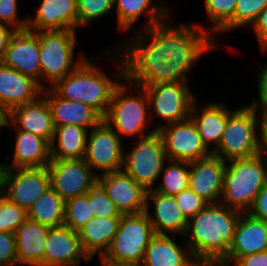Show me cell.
<instances>
[{
  "label": "cell",
  "mask_w": 267,
  "mask_h": 266,
  "mask_svg": "<svg viewBox=\"0 0 267 266\" xmlns=\"http://www.w3.org/2000/svg\"><path fill=\"white\" fill-rule=\"evenodd\" d=\"M169 18L150 28L134 29L126 40L115 44L127 81L138 86L189 82V73L203 56L221 50L195 21L178 26Z\"/></svg>",
  "instance_id": "1"
},
{
  "label": "cell",
  "mask_w": 267,
  "mask_h": 266,
  "mask_svg": "<svg viewBox=\"0 0 267 266\" xmlns=\"http://www.w3.org/2000/svg\"><path fill=\"white\" fill-rule=\"evenodd\" d=\"M105 50L101 55L86 58L50 87L59 97L89 105L102 117L108 110L115 88L125 78L124 62L118 50L115 47ZM103 57L116 68L114 78L98 65V61L105 60Z\"/></svg>",
  "instance_id": "2"
},
{
  "label": "cell",
  "mask_w": 267,
  "mask_h": 266,
  "mask_svg": "<svg viewBox=\"0 0 267 266\" xmlns=\"http://www.w3.org/2000/svg\"><path fill=\"white\" fill-rule=\"evenodd\" d=\"M241 213L214 203L187 221L182 238L200 266H220L227 259Z\"/></svg>",
  "instance_id": "3"
},
{
  "label": "cell",
  "mask_w": 267,
  "mask_h": 266,
  "mask_svg": "<svg viewBox=\"0 0 267 266\" xmlns=\"http://www.w3.org/2000/svg\"><path fill=\"white\" fill-rule=\"evenodd\" d=\"M103 120L122 140H134L156 132L151 122L149 99L145 88L125 78L115 88Z\"/></svg>",
  "instance_id": "4"
},
{
  "label": "cell",
  "mask_w": 267,
  "mask_h": 266,
  "mask_svg": "<svg viewBox=\"0 0 267 266\" xmlns=\"http://www.w3.org/2000/svg\"><path fill=\"white\" fill-rule=\"evenodd\" d=\"M267 184V157L261 154L226 162L220 203L246 213Z\"/></svg>",
  "instance_id": "5"
},
{
  "label": "cell",
  "mask_w": 267,
  "mask_h": 266,
  "mask_svg": "<svg viewBox=\"0 0 267 266\" xmlns=\"http://www.w3.org/2000/svg\"><path fill=\"white\" fill-rule=\"evenodd\" d=\"M77 32L72 29L36 31L40 43L41 86L44 89L53 86L88 58L85 52L75 57Z\"/></svg>",
  "instance_id": "6"
},
{
  "label": "cell",
  "mask_w": 267,
  "mask_h": 266,
  "mask_svg": "<svg viewBox=\"0 0 267 266\" xmlns=\"http://www.w3.org/2000/svg\"><path fill=\"white\" fill-rule=\"evenodd\" d=\"M154 235L146 212L122 215L110 249L100 263L141 266L146 248Z\"/></svg>",
  "instance_id": "7"
},
{
  "label": "cell",
  "mask_w": 267,
  "mask_h": 266,
  "mask_svg": "<svg viewBox=\"0 0 267 266\" xmlns=\"http://www.w3.org/2000/svg\"><path fill=\"white\" fill-rule=\"evenodd\" d=\"M241 105L229 114L220 143L212 152L226 162L259 154L255 109Z\"/></svg>",
  "instance_id": "8"
},
{
  "label": "cell",
  "mask_w": 267,
  "mask_h": 266,
  "mask_svg": "<svg viewBox=\"0 0 267 266\" xmlns=\"http://www.w3.org/2000/svg\"><path fill=\"white\" fill-rule=\"evenodd\" d=\"M134 140L132 148L124 149L122 170L147 191L154 190L168 160L162 138L156 131Z\"/></svg>",
  "instance_id": "9"
},
{
  "label": "cell",
  "mask_w": 267,
  "mask_h": 266,
  "mask_svg": "<svg viewBox=\"0 0 267 266\" xmlns=\"http://www.w3.org/2000/svg\"><path fill=\"white\" fill-rule=\"evenodd\" d=\"M189 86V82L141 86L145 88L149 99L152 124L160 119L159 123L154 125L156 131L164 126L183 121L190 117L192 104L197 97L193 93V89H190L191 87Z\"/></svg>",
  "instance_id": "10"
},
{
  "label": "cell",
  "mask_w": 267,
  "mask_h": 266,
  "mask_svg": "<svg viewBox=\"0 0 267 266\" xmlns=\"http://www.w3.org/2000/svg\"><path fill=\"white\" fill-rule=\"evenodd\" d=\"M124 145L120 136L102 120L88 132L84 160L98 176L121 171Z\"/></svg>",
  "instance_id": "11"
},
{
  "label": "cell",
  "mask_w": 267,
  "mask_h": 266,
  "mask_svg": "<svg viewBox=\"0 0 267 266\" xmlns=\"http://www.w3.org/2000/svg\"><path fill=\"white\" fill-rule=\"evenodd\" d=\"M47 168L50 186L65 202L85 195L98 183V175L84 159H51Z\"/></svg>",
  "instance_id": "12"
},
{
  "label": "cell",
  "mask_w": 267,
  "mask_h": 266,
  "mask_svg": "<svg viewBox=\"0 0 267 266\" xmlns=\"http://www.w3.org/2000/svg\"><path fill=\"white\" fill-rule=\"evenodd\" d=\"M49 187L47 167L4 170L2 194L26 212Z\"/></svg>",
  "instance_id": "13"
},
{
  "label": "cell",
  "mask_w": 267,
  "mask_h": 266,
  "mask_svg": "<svg viewBox=\"0 0 267 266\" xmlns=\"http://www.w3.org/2000/svg\"><path fill=\"white\" fill-rule=\"evenodd\" d=\"M158 133L162 138L169 160L191 163L211 154L203 144L191 117L164 126L158 130Z\"/></svg>",
  "instance_id": "14"
},
{
  "label": "cell",
  "mask_w": 267,
  "mask_h": 266,
  "mask_svg": "<svg viewBox=\"0 0 267 266\" xmlns=\"http://www.w3.org/2000/svg\"><path fill=\"white\" fill-rule=\"evenodd\" d=\"M5 129L15 132L13 155L6 153L5 169L47 167L51 161L50 144L33 133L16 129L5 117L0 119V133ZM11 157V158H10ZM10 161V162H9Z\"/></svg>",
  "instance_id": "15"
},
{
  "label": "cell",
  "mask_w": 267,
  "mask_h": 266,
  "mask_svg": "<svg viewBox=\"0 0 267 266\" xmlns=\"http://www.w3.org/2000/svg\"><path fill=\"white\" fill-rule=\"evenodd\" d=\"M98 184L121 215L146 211L148 191L123 170L98 176Z\"/></svg>",
  "instance_id": "16"
},
{
  "label": "cell",
  "mask_w": 267,
  "mask_h": 266,
  "mask_svg": "<svg viewBox=\"0 0 267 266\" xmlns=\"http://www.w3.org/2000/svg\"><path fill=\"white\" fill-rule=\"evenodd\" d=\"M39 35L29 29L16 31L11 37L2 63L32 78L41 85Z\"/></svg>",
  "instance_id": "17"
},
{
  "label": "cell",
  "mask_w": 267,
  "mask_h": 266,
  "mask_svg": "<svg viewBox=\"0 0 267 266\" xmlns=\"http://www.w3.org/2000/svg\"><path fill=\"white\" fill-rule=\"evenodd\" d=\"M43 90L37 81L0 62V118L16 107L37 100Z\"/></svg>",
  "instance_id": "18"
},
{
  "label": "cell",
  "mask_w": 267,
  "mask_h": 266,
  "mask_svg": "<svg viewBox=\"0 0 267 266\" xmlns=\"http://www.w3.org/2000/svg\"><path fill=\"white\" fill-rule=\"evenodd\" d=\"M226 161L211 153L189 163V188L208 204L220 203Z\"/></svg>",
  "instance_id": "19"
},
{
  "label": "cell",
  "mask_w": 267,
  "mask_h": 266,
  "mask_svg": "<svg viewBox=\"0 0 267 266\" xmlns=\"http://www.w3.org/2000/svg\"><path fill=\"white\" fill-rule=\"evenodd\" d=\"M114 8V11L116 10L117 28L125 33L129 31L133 32L134 30L132 29L142 16L145 18V23L141 27L142 29L150 28L154 24L172 16V7L168 6V1L114 0Z\"/></svg>",
  "instance_id": "20"
},
{
  "label": "cell",
  "mask_w": 267,
  "mask_h": 266,
  "mask_svg": "<svg viewBox=\"0 0 267 266\" xmlns=\"http://www.w3.org/2000/svg\"><path fill=\"white\" fill-rule=\"evenodd\" d=\"M45 266H79L91 260L84 253L79 233L65 225L49 229L45 245Z\"/></svg>",
  "instance_id": "21"
},
{
  "label": "cell",
  "mask_w": 267,
  "mask_h": 266,
  "mask_svg": "<svg viewBox=\"0 0 267 266\" xmlns=\"http://www.w3.org/2000/svg\"><path fill=\"white\" fill-rule=\"evenodd\" d=\"M145 212L149 217L155 234L182 237L185 233L188 220L179 209L174 196L149 190L147 192Z\"/></svg>",
  "instance_id": "22"
},
{
  "label": "cell",
  "mask_w": 267,
  "mask_h": 266,
  "mask_svg": "<svg viewBox=\"0 0 267 266\" xmlns=\"http://www.w3.org/2000/svg\"><path fill=\"white\" fill-rule=\"evenodd\" d=\"M267 251V223L241 213L227 259L220 266H231L239 257Z\"/></svg>",
  "instance_id": "23"
},
{
  "label": "cell",
  "mask_w": 267,
  "mask_h": 266,
  "mask_svg": "<svg viewBox=\"0 0 267 266\" xmlns=\"http://www.w3.org/2000/svg\"><path fill=\"white\" fill-rule=\"evenodd\" d=\"M27 29L78 31L77 0H41L34 15H28Z\"/></svg>",
  "instance_id": "24"
},
{
  "label": "cell",
  "mask_w": 267,
  "mask_h": 266,
  "mask_svg": "<svg viewBox=\"0 0 267 266\" xmlns=\"http://www.w3.org/2000/svg\"><path fill=\"white\" fill-rule=\"evenodd\" d=\"M197 99L198 97L192 104L190 117L198 129L203 144L212 153L220 143L228 116L233 110L224 102L213 100L201 105Z\"/></svg>",
  "instance_id": "25"
},
{
  "label": "cell",
  "mask_w": 267,
  "mask_h": 266,
  "mask_svg": "<svg viewBox=\"0 0 267 266\" xmlns=\"http://www.w3.org/2000/svg\"><path fill=\"white\" fill-rule=\"evenodd\" d=\"M5 118L16 128L33 133L52 142L55 126L47 99L41 95L37 100L14 108Z\"/></svg>",
  "instance_id": "26"
},
{
  "label": "cell",
  "mask_w": 267,
  "mask_h": 266,
  "mask_svg": "<svg viewBox=\"0 0 267 266\" xmlns=\"http://www.w3.org/2000/svg\"><path fill=\"white\" fill-rule=\"evenodd\" d=\"M42 95L50 105L54 126L70 124L90 131L103 120L91 106L61 98L49 87L43 90Z\"/></svg>",
  "instance_id": "27"
},
{
  "label": "cell",
  "mask_w": 267,
  "mask_h": 266,
  "mask_svg": "<svg viewBox=\"0 0 267 266\" xmlns=\"http://www.w3.org/2000/svg\"><path fill=\"white\" fill-rule=\"evenodd\" d=\"M178 235L155 234L146 248L141 266H200L191 250L177 244Z\"/></svg>",
  "instance_id": "28"
},
{
  "label": "cell",
  "mask_w": 267,
  "mask_h": 266,
  "mask_svg": "<svg viewBox=\"0 0 267 266\" xmlns=\"http://www.w3.org/2000/svg\"><path fill=\"white\" fill-rule=\"evenodd\" d=\"M50 227L27 219L14 232L17 266H45V245Z\"/></svg>",
  "instance_id": "29"
},
{
  "label": "cell",
  "mask_w": 267,
  "mask_h": 266,
  "mask_svg": "<svg viewBox=\"0 0 267 266\" xmlns=\"http://www.w3.org/2000/svg\"><path fill=\"white\" fill-rule=\"evenodd\" d=\"M120 220L121 217H94L78 231L82 249L90 260L98 253L100 260L110 249Z\"/></svg>",
  "instance_id": "30"
},
{
  "label": "cell",
  "mask_w": 267,
  "mask_h": 266,
  "mask_svg": "<svg viewBox=\"0 0 267 266\" xmlns=\"http://www.w3.org/2000/svg\"><path fill=\"white\" fill-rule=\"evenodd\" d=\"M89 130L76 125L55 126L50 143L51 159H84Z\"/></svg>",
  "instance_id": "31"
},
{
  "label": "cell",
  "mask_w": 267,
  "mask_h": 266,
  "mask_svg": "<svg viewBox=\"0 0 267 266\" xmlns=\"http://www.w3.org/2000/svg\"><path fill=\"white\" fill-rule=\"evenodd\" d=\"M206 16L209 19L208 27L200 25V22H195L200 28L210 35L216 44L223 50L226 47L231 48L232 46H226L223 42H220L218 37L221 34H228L232 32V18L234 15V9L238 0H203ZM225 46V47H224Z\"/></svg>",
  "instance_id": "32"
},
{
  "label": "cell",
  "mask_w": 267,
  "mask_h": 266,
  "mask_svg": "<svg viewBox=\"0 0 267 266\" xmlns=\"http://www.w3.org/2000/svg\"><path fill=\"white\" fill-rule=\"evenodd\" d=\"M27 219L50 228L60 227L65 221V201L50 186L28 209Z\"/></svg>",
  "instance_id": "33"
},
{
  "label": "cell",
  "mask_w": 267,
  "mask_h": 266,
  "mask_svg": "<svg viewBox=\"0 0 267 266\" xmlns=\"http://www.w3.org/2000/svg\"><path fill=\"white\" fill-rule=\"evenodd\" d=\"M187 188H189V163L168 159L154 191L174 196Z\"/></svg>",
  "instance_id": "34"
},
{
  "label": "cell",
  "mask_w": 267,
  "mask_h": 266,
  "mask_svg": "<svg viewBox=\"0 0 267 266\" xmlns=\"http://www.w3.org/2000/svg\"><path fill=\"white\" fill-rule=\"evenodd\" d=\"M94 217L89 204V191L65 202L64 225L73 231L78 232Z\"/></svg>",
  "instance_id": "35"
},
{
  "label": "cell",
  "mask_w": 267,
  "mask_h": 266,
  "mask_svg": "<svg viewBox=\"0 0 267 266\" xmlns=\"http://www.w3.org/2000/svg\"><path fill=\"white\" fill-rule=\"evenodd\" d=\"M78 31L87 24L111 14L114 10V0H77Z\"/></svg>",
  "instance_id": "36"
},
{
  "label": "cell",
  "mask_w": 267,
  "mask_h": 266,
  "mask_svg": "<svg viewBox=\"0 0 267 266\" xmlns=\"http://www.w3.org/2000/svg\"><path fill=\"white\" fill-rule=\"evenodd\" d=\"M266 6L267 0H238L232 18V31L251 28Z\"/></svg>",
  "instance_id": "37"
},
{
  "label": "cell",
  "mask_w": 267,
  "mask_h": 266,
  "mask_svg": "<svg viewBox=\"0 0 267 266\" xmlns=\"http://www.w3.org/2000/svg\"><path fill=\"white\" fill-rule=\"evenodd\" d=\"M27 220V212L0 193V232L14 233Z\"/></svg>",
  "instance_id": "38"
},
{
  "label": "cell",
  "mask_w": 267,
  "mask_h": 266,
  "mask_svg": "<svg viewBox=\"0 0 267 266\" xmlns=\"http://www.w3.org/2000/svg\"><path fill=\"white\" fill-rule=\"evenodd\" d=\"M89 204L95 217H122L113 201L98 183L89 190Z\"/></svg>",
  "instance_id": "39"
},
{
  "label": "cell",
  "mask_w": 267,
  "mask_h": 266,
  "mask_svg": "<svg viewBox=\"0 0 267 266\" xmlns=\"http://www.w3.org/2000/svg\"><path fill=\"white\" fill-rule=\"evenodd\" d=\"M19 0H0V25L23 31L28 28V15H19Z\"/></svg>",
  "instance_id": "40"
},
{
  "label": "cell",
  "mask_w": 267,
  "mask_h": 266,
  "mask_svg": "<svg viewBox=\"0 0 267 266\" xmlns=\"http://www.w3.org/2000/svg\"><path fill=\"white\" fill-rule=\"evenodd\" d=\"M176 203L187 220L197 215L208 203L190 188L174 195Z\"/></svg>",
  "instance_id": "41"
},
{
  "label": "cell",
  "mask_w": 267,
  "mask_h": 266,
  "mask_svg": "<svg viewBox=\"0 0 267 266\" xmlns=\"http://www.w3.org/2000/svg\"><path fill=\"white\" fill-rule=\"evenodd\" d=\"M0 266H17V246L14 233L0 232Z\"/></svg>",
  "instance_id": "42"
},
{
  "label": "cell",
  "mask_w": 267,
  "mask_h": 266,
  "mask_svg": "<svg viewBox=\"0 0 267 266\" xmlns=\"http://www.w3.org/2000/svg\"><path fill=\"white\" fill-rule=\"evenodd\" d=\"M266 64L260 66V71L258 72L257 78V91L258 98H253L247 104L254 109H263L267 108V61Z\"/></svg>",
  "instance_id": "43"
},
{
  "label": "cell",
  "mask_w": 267,
  "mask_h": 266,
  "mask_svg": "<svg viewBox=\"0 0 267 266\" xmlns=\"http://www.w3.org/2000/svg\"><path fill=\"white\" fill-rule=\"evenodd\" d=\"M250 29L253 31L252 34H255L260 52L265 55L267 53V6L260 12L257 21Z\"/></svg>",
  "instance_id": "44"
},
{
  "label": "cell",
  "mask_w": 267,
  "mask_h": 266,
  "mask_svg": "<svg viewBox=\"0 0 267 266\" xmlns=\"http://www.w3.org/2000/svg\"><path fill=\"white\" fill-rule=\"evenodd\" d=\"M259 154L267 157V108L255 109Z\"/></svg>",
  "instance_id": "45"
},
{
  "label": "cell",
  "mask_w": 267,
  "mask_h": 266,
  "mask_svg": "<svg viewBox=\"0 0 267 266\" xmlns=\"http://www.w3.org/2000/svg\"><path fill=\"white\" fill-rule=\"evenodd\" d=\"M248 213L267 223V184L260 190Z\"/></svg>",
  "instance_id": "46"
},
{
  "label": "cell",
  "mask_w": 267,
  "mask_h": 266,
  "mask_svg": "<svg viewBox=\"0 0 267 266\" xmlns=\"http://www.w3.org/2000/svg\"><path fill=\"white\" fill-rule=\"evenodd\" d=\"M231 266H267V251L239 257Z\"/></svg>",
  "instance_id": "47"
},
{
  "label": "cell",
  "mask_w": 267,
  "mask_h": 266,
  "mask_svg": "<svg viewBox=\"0 0 267 266\" xmlns=\"http://www.w3.org/2000/svg\"><path fill=\"white\" fill-rule=\"evenodd\" d=\"M16 31L10 27L0 25V62L6 52L8 43Z\"/></svg>",
  "instance_id": "48"
},
{
  "label": "cell",
  "mask_w": 267,
  "mask_h": 266,
  "mask_svg": "<svg viewBox=\"0 0 267 266\" xmlns=\"http://www.w3.org/2000/svg\"><path fill=\"white\" fill-rule=\"evenodd\" d=\"M4 170H5L4 162H0V193H2Z\"/></svg>",
  "instance_id": "49"
},
{
  "label": "cell",
  "mask_w": 267,
  "mask_h": 266,
  "mask_svg": "<svg viewBox=\"0 0 267 266\" xmlns=\"http://www.w3.org/2000/svg\"><path fill=\"white\" fill-rule=\"evenodd\" d=\"M101 266H129V265H114V264H109V263H100Z\"/></svg>",
  "instance_id": "50"
}]
</instances>
